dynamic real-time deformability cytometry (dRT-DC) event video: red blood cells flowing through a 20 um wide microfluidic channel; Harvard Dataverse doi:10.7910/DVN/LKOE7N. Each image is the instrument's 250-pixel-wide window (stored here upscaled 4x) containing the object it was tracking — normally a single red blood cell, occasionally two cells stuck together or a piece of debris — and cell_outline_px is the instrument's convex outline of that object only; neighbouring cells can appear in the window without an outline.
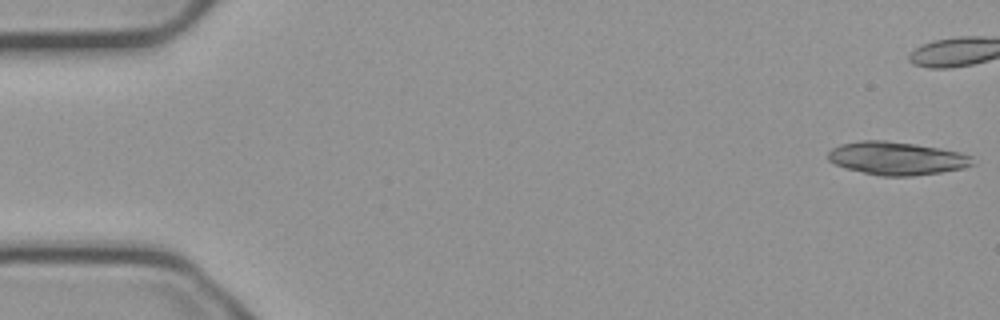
{"species": "common noctule bat (a hibernating species)", "species_latin": "Nyctalus noctula", "temperature_condition": "cold", "stored_images_in_passage": 18, "camera_frame_rate_fps": 3000, "um_per_image_px": 0.085, "animal": {"sex": "male", "body_mass_g": 23.1, "forearm_length_mm": 52.7}, "frame": {"image": 1, "passage_image": 1, "time_ms": 0.0, "image_size_px": [1000, 320], "cell_outline_px": [[976, 164], [964, 168], [940, 172], [912, 176], [880, 176], [844, 168], [828, 160], [828, 152], [832, 148], [840, 144], [860, 140], [884, 140], [916, 144], [940, 148], [960, 152], [972, 156]], "centroid_in_image_um": [76.23, 13.45], "position_along_channel_um": 8.8, "area_um2": 28.09}}